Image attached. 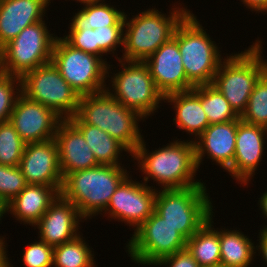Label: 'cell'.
I'll return each mask as SVG.
<instances>
[{
  "mask_svg": "<svg viewBox=\"0 0 267 267\" xmlns=\"http://www.w3.org/2000/svg\"><path fill=\"white\" fill-rule=\"evenodd\" d=\"M26 144L10 121L0 124V164L18 166Z\"/></svg>",
  "mask_w": 267,
  "mask_h": 267,
  "instance_id": "obj_31",
  "label": "cell"
},
{
  "mask_svg": "<svg viewBox=\"0 0 267 267\" xmlns=\"http://www.w3.org/2000/svg\"><path fill=\"white\" fill-rule=\"evenodd\" d=\"M5 237L0 236V267H13L9 261L8 255H7V249L5 243Z\"/></svg>",
  "mask_w": 267,
  "mask_h": 267,
  "instance_id": "obj_40",
  "label": "cell"
},
{
  "mask_svg": "<svg viewBox=\"0 0 267 267\" xmlns=\"http://www.w3.org/2000/svg\"><path fill=\"white\" fill-rule=\"evenodd\" d=\"M124 26H105L97 28L98 56L107 53L115 55L117 47L123 46ZM105 53V54H104Z\"/></svg>",
  "mask_w": 267,
  "mask_h": 267,
  "instance_id": "obj_35",
  "label": "cell"
},
{
  "mask_svg": "<svg viewBox=\"0 0 267 267\" xmlns=\"http://www.w3.org/2000/svg\"><path fill=\"white\" fill-rule=\"evenodd\" d=\"M21 93L28 99L52 109L63 120L76 115L80 96L49 62L21 78Z\"/></svg>",
  "mask_w": 267,
  "mask_h": 267,
  "instance_id": "obj_11",
  "label": "cell"
},
{
  "mask_svg": "<svg viewBox=\"0 0 267 267\" xmlns=\"http://www.w3.org/2000/svg\"><path fill=\"white\" fill-rule=\"evenodd\" d=\"M262 50V41L257 39L241 53L226 55L214 75L212 85L239 116L246 109L257 81L267 71V60L262 56Z\"/></svg>",
  "mask_w": 267,
  "mask_h": 267,
  "instance_id": "obj_5",
  "label": "cell"
},
{
  "mask_svg": "<svg viewBox=\"0 0 267 267\" xmlns=\"http://www.w3.org/2000/svg\"><path fill=\"white\" fill-rule=\"evenodd\" d=\"M53 251L54 247L39 239L27 245L23 251L22 262L25 267H51Z\"/></svg>",
  "mask_w": 267,
  "mask_h": 267,
  "instance_id": "obj_34",
  "label": "cell"
},
{
  "mask_svg": "<svg viewBox=\"0 0 267 267\" xmlns=\"http://www.w3.org/2000/svg\"><path fill=\"white\" fill-rule=\"evenodd\" d=\"M25 177L18 166L0 164V198L8 204L25 187Z\"/></svg>",
  "mask_w": 267,
  "mask_h": 267,
  "instance_id": "obj_33",
  "label": "cell"
},
{
  "mask_svg": "<svg viewBox=\"0 0 267 267\" xmlns=\"http://www.w3.org/2000/svg\"><path fill=\"white\" fill-rule=\"evenodd\" d=\"M45 21L24 28L0 49V72L22 78L26 73L51 62L57 36Z\"/></svg>",
  "mask_w": 267,
  "mask_h": 267,
  "instance_id": "obj_9",
  "label": "cell"
},
{
  "mask_svg": "<svg viewBox=\"0 0 267 267\" xmlns=\"http://www.w3.org/2000/svg\"><path fill=\"white\" fill-rule=\"evenodd\" d=\"M171 10L167 15L156 8H149L132 16L131 19L125 13L122 47L124 51L122 50L120 59L145 61L162 44L170 40L177 26L191 12L180 6L172 7Z\"/></svg>",
  "mask_w": 267,
  "mask_h": 267,
  "instance_id": "obj_3",
  "label": "cell"
},
{
  "mask_svg": "<svg viewBox=\"0 0 267 267\" xmlns=\"http://www.w3.org/2000/svg\"><path fill=\"white\" fill-rule=\"evenodd\" d=\"M157 89L165 96L174 92L192 90L182 63L177 43V28L174 36L162 44L145 61Z\"/></svg>",
  "mask_w": 267,
  "mask_h": 267,
  "instance_id": "obj_15",
  "label": "cell"
},
{
  "mask_svg": "<svg viewBox=\"0 0 267 267\" xmlns=\"http://www.w3.org/2000/svg\"><path fill=\"white\" fill-rule=\"evenodd\" d=\"M54 139L63 179L69 173L99 165L82 132L69 119L59 123Z\"/></svg>",
  "mask_w": 267,
  "mask_h": 267,
  "instance_id": "obj_20",
  "label": "cell"
},
{
  "mask_svg": "<svg viewBox=\"0 0 267 267\" xmlns=\"http://www.w3.org/2000/svg\"><path fill=\"white\" fill-rule=\"evenodd\" d=\"M197 17L190 12L177 26V43L187 80L194 86L212 84L223 57Z\"/></svg>",
  "mask_w": 267,
  "mask_h": 267,
  "instance_id": "obj_6",
  "label": "cell"
},
{
  "mask_svg": "<svg viewBox=\"0 0 267 267\" xmlns=\"http://www.w3.org/2000/svg\"><path fill=\"white\" fill-rule=\"evenodd\" d=\"M258 205H260L259 209L262 211V214L264 215L265 219L267 218V191L262 194V196L259 198Z\"/></svg>",
  "mask_w": 267,
  "mask_h": 267,
  "instance_id": "obj_41",
  "label": "cell"
},
{
  "mask_svg": "<svg viewBox=\"0 0 267 267\" xmlns=\"http://www.w3.org/2000/svg\"><path fill=\"white\" fill-rule=\"evenodd\" d=\"M18 167L27 184L62 186L63 177L55 139L27 143Z\"/></svg>",
  "mask_w": 267,
  "mask_h": 267,
  "instance_id": "obj_17",
  "label": "cell"
},
{
  "mask_svg": "<svg viewBox=\"0 0 267 267\" xmlns=\"http://www.w3.org/2000/svg\"><path fill=\"white\" fill-rule=\"evenodd\" d=\"M62 120L52 109L21 93L9 121L26 143H35L53 139Z\"/></svg>",
  "mask_w": 267,
  "mask_h": 267,
  "instance_id": "obj_14",
  "label": "cell"
},
{
  "mask_svg": "<svg viewBox=\"0 0 267 267\" xmlns=\"http://www.w3.org/2000/svg\"><path fill=\"white\" fill-rule=\"evenodd\" d=\"M83 238L79 234L73 240L54 247L52 267H95L93 248Z\"/></svg>",
  "mask_w": 267,
  "mask_h": 267,
  "instance_id": "obj_28",
  "label": "cell"
},
{
  "mask_svg": "<svg viewBox=\"0 0 267 267\" xmlns=\"http://www.w3.org/2000/svg\"><path fill=\"white\" fill-rule=\"evenodd\" d=\"M76 116L85 124L100 128L123 144L132 154L143 141L138 113L115 100L106 90L80 96Z\"/></svg>",
  "mask_w": 267,
  "mask_h": 267,
  "instance_id": "obj_4",
  "label": "cell"
},
{
  "mask_svg": "<svg viewBox=\"0 0 267 267\" xmlns=\"http://www.w3.org/2000/svg\"><path fill=\"white\" fill-rule=\"evenodd\" d=\"M258 235L259 244L255 246V250H258V253L262 254L261 257L267 264V225H265L264 228L260 230Z\"/></svg>",
  "mask_w": 267,
  "mask_h": 267,
  "instance_id": "obj_38",
  "label": "cell"
},
{
  "mask_svg": "<svg viewBox=\"0 0 267 267\" xmlns=\"http://www.w3.org/2000/svg\"><path fill=\"white\" fill-rule=\"evenodd\" d=\"M241 2H243L242 4H244L246 8L248 7L252 12H261L262 14L267 13V0H241Z\"/></svg>",
  "mask_w": 267,
  "mask_h": 267,
  "instance_id": "obj_39",
  "label": "cell"
},
{
  "mask_svg": "<svg viewBox=\"0 0 267 267\" xmlns=\"http://www.w3.org/2000/svg\"><path fill=\"white\" fill-rule=\"evenodd\" d=\"M240 120L267 128V71L257 81Z\"/></svg>",
  "mask_w": 267,
  "mask_h": 267,
  "instance_id": "obj_30",
  "label": "cell"
},
{
  "mask_svg": "<svg viewBox=\"0 0 267 267\" xmlns=\"http://www.w3.org/2000/svg\"><path fill=\"white\" fill-rule=\"evenodd\" d=\"M70 21L69 30L97 29L105 26H124L125 12L104 1L83 4Z\"/></svg>",
  "mask_w": 267,
  "mask_h": 267,
  "instance_id": "obj_26",
  "label": "cell"
},
{
  "mask_svg": "<svg viewBox=\"0 0 267 267\" xmlns=\"http://www.w3.org/2000/svg\"><path fill=\"white\" fill-rule=\"evenodd\" d=\"M213 214L186 243V249L200 267H221L219 230L213 224Z\"/></svg>",
  "mask_w": 267,
  "mask_h": 267,
  "instance_id": "obj_25",
  "label": "cell"
},
{
  "mask_svg": "<svg viewBox=\"0 0 267 267\" xmlns=\"http://www.w3.org/2000/svg\"><path fill=\"white\" fill-rule=\"evenodd\" d=\"M62 186L27 184L26 187L7 204L8 212L23 225L34 226L51 203L60 194Z\"/></svg>",
  "mask_w": 267,
  "mask_h": 267,
  "instance_id": "obj_22",
  "label": "cell"
},
{
  "mask_svg": "<svg viewBox=\"0 0 267 267\" xmlns=\"http://www.w3.org/2000/svg\"><path fill=\"white\" fill-rule=\"evenodd\" d=\"M240 121L239 117L234 121L211 124L198 138L193 140L198 169L206 156L205 154H207L208 159L210 158L212 162L215 161L218 166L226 171L232 166L236 147L237 125Z\"/></svg>",
  "mask_w": 267,
  "mask_h": 267,
  "instance_id": "obj_19",
  "label": "cell"
},
{
  "mask_svg": "<svg viewBox=\"0 0 267 267\" xmlns=\"http://www.w3.org/2000/svg\"><path fill=\"white\" fill-rule=\"evenodd\" d=\"M7 213V204L0 198V221L2 216Z\"/></svg>",
  "mask_w": 267,
  "mask_h": 267,
  "instance_id": "obj_42",
  "label": "cell"
},
{
  "mask_svg": "<svg viewBox=\"0 0 267 267\" xmlns=\"http://www.w3.org/2000/svg\"><path fill=\"white\" fill-rule=\"evenodd\" d=\"M251 240L237 229L222 228L219 231L221 267H249L253 264L256 250Z\"/></svg>",
  "mask_w": 267,
  "mask_h": 267,
  "instance_id": "obj_27",
  "label": "cell"
},
{
  "mask_svg": "<svg viewBox=\"0 0 267 267\" xmlns=\"http://www.w3.org/2000/svg\"><path fill=\"white\" fill-rule=\"evenodd\" d=\"M116 59L123 69L118 73L110 72L113 74L110 80L112 88L108 86L105 90L125 107L144 119L148 118L157 112L159 104L164 101V95L157 89L144 61Z\"/></svg>",
  "mask_w": 267,
  "mask_h": 267,
  "instance_id": "obj_10",
  "label": "cell"
},
{
  "mask_svg": "<svg viewBox=\"0 0 267 267\" xmlns=\"http://www.w3.org/2000/svg\"><path fill=\"white\" fill-rule=\"evenodd\" d=\"M178 140H173L167 146L164 145L165 147H159L151 152L148 151L145 140L137 146L132 158L137 161V167L145 175L144 184L151 178L154 182H158V186L161 185L162 190L205 185L204 182L194 179L199 170L193 139Z\"/></svg>",
  "mask_w": 267,
  "mask_h": 267,
  "instance_id": "obj_1",
  "label": "cell"
},
{
  "mask_svg": "<svg viewBox=\"0 0 267 267\" xmlns=\"http://www.w3.org/2000/svg\"><path fill=\"white\" fill-rule=\"evenodd\" d=\"M82 219L84 218L76 206L59 194L33 227L40 230L38 232L40 240L56 247L73 240L81 233L78 229Z\"/></svg>",
  "mask_w": 267,
  "mask_h": 267,
  "instance_id": "obj_18",
  "label": "cell"
},
{
  "mask_svg": "<svg viewBox=\"0 0 267 267\" xmlns=\"http://www.w3.org/2000/svg\"><path fill=\"white\" fill-rule=\"evenodd\" d=\"M205 185L159 190L154 211L188 240L214 213Z\"/></svg>",
  "mask_w": 267,
  "mask_h": 267,
  "instance_id": "obj_7",
  "label": "cell"
},
{
  "mask_svg": "<svg viewBox=\"0 0 267 267\" xmlns=\"http://www.w3.org/2000/svg\"><path fill=\"white\" fill-rule=\"evenodd\" d=\"M133 233L126 252L136 264L153 265L186 249L187 239L155 211Z\"/></svg>",
  "mask_w": 267,
  "mask_h": 267,
  "instance_id": "obj_12",
  "label": "cell"
},
{
  "mask_svg": "<svg viewBox=\"0 0 267 267\" xmlns=\"http://www.w3.org/2000/svg\"><path fill=\"white\" fill-rule=\"evenodd\" d=\"M267 128L240 121L237 125L236 147L232 166L227 170L237 183L248 185L264 155Z\"/></svg>",
  "mask_w": 267,
  "mask_h": 267,
  "instance_id": "obj_16",
  "label": "cell"
},
{
  "mask_svg": "<svg viewBox=\"0 0 267 267\" xmlns=\"http://www.w3.org/2000/svg\"><path fill=\"white\" fill-rule=\"evenodd\" d=\"M122 165H98L69 173L60 194L71 201L84 220L102 214L120 183L130 174Z\"/></svg>",
  "mask_w": 267,
  "mask_h": 267,
  "instance_id": "obj_2",
  "label": "cell"
},
{
  "mask_svg": "<svg viewBox=\"0 0 267 267\" xmlns=\"http://www.w3.org/2000/svg\"><path fill=\"white\" fill-rule=\"evenodd\" d=\"M201 105L210 125L234 121L240 117L212 84L201 85Z\"/></svg>",
  "mask_w": 267,
  "mask_h": 267,
  "instance_id": "obj_29",
  "label": "cell"
},
{
  "mask_svg": "<svg viewBox=\"0 0 267 267\" xmlns=\"http://www.w3.org/2000/svg\"><path fill=\"white\" fill-rule=\"evenodd\" d=\"M20 94L21 78L0 72V124L10 120Z\"/></svg>",
  "mask_w": 267,
  "mask_h": 267,
  "instance_id": "obj_32",
  "label": "cell"
},
{
  "mask_svg": "<svg viewBox=\"0 0 267 267\" xmlns=\"http://www.w3.org/2000/svg\"><path fill=\"white\" fill-rule=\"evenodd\" d=\"M154 266L165 267H200L194 257L188 252L187 249L175 252L173 255L167 256L156 263Z\"/></svg>",
  "mask_w": 267,
  "mask_h": 267,
  "instance_id": "obj_37",
  "label": "cell"
},
{
  "mask_svg": "<svg viewBox=\"0 0 267 267\" xmlns=\"http://www.w3.org/2000/svg\"><path fill=\"white\" fill-rule=\"evenodd\" d=\"M156 193L155 186L133 181L131 175H128L111 196L103 213L105 216L108 214V218L132 226L135 231L152 215Z\"/></svg>",
  "mask_w": 267,
  "mask_h": 267,
  "instance_id": "obj_13",
  "label": "cell"
},
{
  "mask_svg": "<svg viewBox=\"0 0 267 267\" xmlns=\"http://www.w3.org/2000/svg\"><path fill=\"white\" fill-rule=\"evenodd\" d=\"M69 120L82 132L99 165H122L120 157L123 151L132 156L123 144L100 128L83 123L76 115Z\"/></svg>",
  "mask_w": 267,
  "mask_h": 267,
  "instance_id": "obj_24",
  "label": "cell"
},
{
  "mask_svg": "<svg viewBox=\"0 0 267 267\" xmlns=\"http://www.w3.org/2000/svg\"><path fill=\"white\" fill-rule=\"evenodd\" d=\"M76 2H79L81 4H87V3H96V2H101L104 0H75Z\"/></svg>",
  "mask_w": 267,
  "mask_h": 267,
  "instance_id": "obj_43",
  "label": "cell"
},
{
  "mask_svg": "<svg viewBox=\"0 0 267 267\" xmlns=\"http://www.w3.org/2000/svg\"><path fill=\"white\" fill-rule=\"evenodd\" d=\"M63 38L73 47L98 56L97 29L69 30Z\"/></svg>",
  "mask_w": 267,
  "mask_h": 267,
  "instance_id": "obj_36",
  "label": "cell"
},
{
  "mask_svg": "<svg viewBox=\"0 0 267 267\" xmlns=\"http://www.w3.org/2000/svg\"><path fill=\"white\" fill-rule=\"evenodd\" d=\"M105 60L71 46L63 37L55 39L51 61L79 96L105 91L112 66Z\"/></svg>",
  "mask_w": 267,
  "mask_h": 267,
  "instance_id": "obj_8",
  "label": "cell"
},
{
  "mask_svg": "<svg viewBox=\"0 0 267 267\" xmlns=\"http://www.w3.org/2000/svg\"><path fill=\"white\" fill-rule=\"evenodd\" d=\"M51 0H0V49L27 26L44 20Z\"/></svg>",
  "mask_w": 267,
  "mask_h": 267,
  "instance_id": "obj_21",
  "label": "cell"
},
{
  "mask_svg": "<svg viewBox=\"0 0 267 267\" xmlns=\"http://www.w3.org/2000/svg\"><path fill=\"white\" fill-rule=\"evenodd\" d=\"M166 101L174 105V124L195 139L210 125L201 105V85L192 90L167 94L164 96V102Z\"/></svg>",
  "mask_w": 267,
  "mask_h": 267,
  "instance_id": "obj_23",
  "label": "cell"
}]
</instances>
